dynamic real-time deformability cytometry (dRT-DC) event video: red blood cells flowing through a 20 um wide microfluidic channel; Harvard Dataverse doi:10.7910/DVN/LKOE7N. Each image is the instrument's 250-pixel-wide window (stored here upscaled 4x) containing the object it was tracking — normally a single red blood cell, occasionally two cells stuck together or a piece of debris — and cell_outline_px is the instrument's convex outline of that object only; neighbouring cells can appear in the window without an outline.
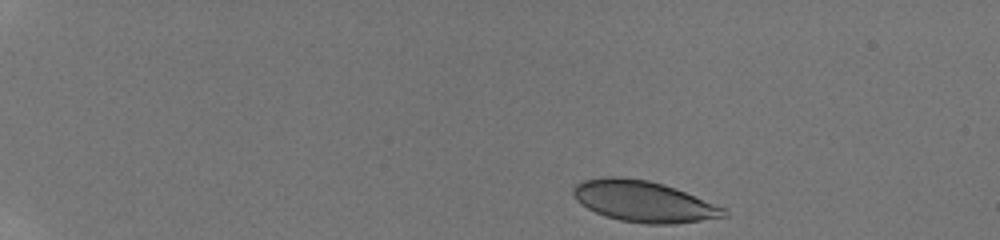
{"species": "human", "species_latin": "Homo sapiens", "temperature_condition": "room temperature", "stored_images_in_passage": 31, "camera_frame_rate_fps": 3000, "um_per_image_px": 0.085, "donor": {"sex": "male"}, "frame": {"image": 1, "passage_image": 1, "time_ms": 0.0, "image_size_px": [1000, 240], "cell_outline_px": [[728, 216], [676, 224], [648, 224], [620, 220], [596, 212], [580, 204], [576, 200], [572, 192], [572, 188], [576, 184], [584, 180], [604, 176], [616, 176], [648, 180], [664, 184], [676, 188], [724, 208], [728, 212]], "centroid_in_image_um": [54.69, 17.11], "position_along_channel_um": 30.3, "area_um2": 35.95}}
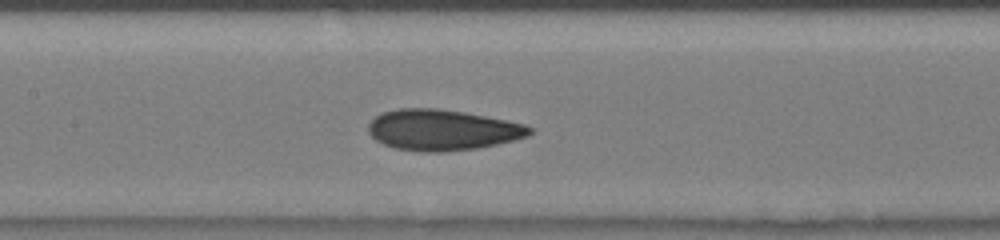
{"frame": {"image": 2, "passage_image": 13, "time_ms": 6.333, "image_size_px": [1000, 240], "cell_outline_px": [[532, 132], [528, 136], [496, 144], [476, 148], [444, 152], [420, 152], [396, 148], [384, 144], [376, 140], [368, 132], [368, 124], [376, 116], [384, 112], [400, 108], [436, 108], [464, 112], [524, 124], [532, 128]], "centroid_in_image_um": [37.57, 11.05], "position_along_channel_um": 169.8, "area_um2": 38.09}}
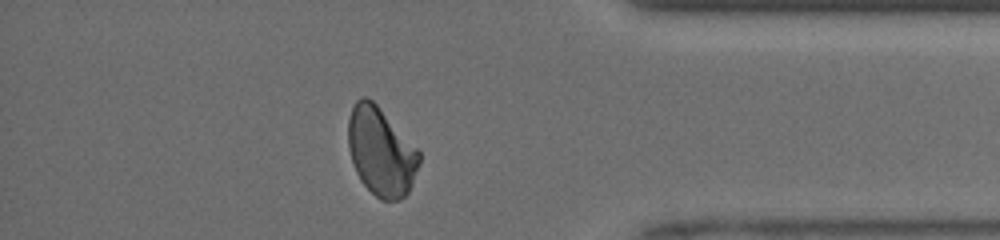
{"frame": {"image": 3, "passage_image": 27, "time_ms": 12.333, "image_size_px": [1000, 240], "cell_outline_px": [[420, 164], [412, 184], [408, 192], [400, 200], [380, 200], [360, 180], [356, 172], [348, 148], [348, 120], [352, 108], [356, 100], [364, 96], [372, 100], [376, 104], [420, 152]], "centroid_in_image_um": [32.38, 12.9], "position_along_channel_um": 402.8, "area_um2": 36.24}, "authors_computed_cell_mechanics": {"area_um2": 36.8186, "velocity_mm_per_s": 4.1393, "shape_relaxation_time_tau1_ms": 8.6458, "shape_relaxation_time_tau2_ms": 1.6116, "deformation_change_tau1": 0.1891, "deformation_change_tau2": 0.0607}}